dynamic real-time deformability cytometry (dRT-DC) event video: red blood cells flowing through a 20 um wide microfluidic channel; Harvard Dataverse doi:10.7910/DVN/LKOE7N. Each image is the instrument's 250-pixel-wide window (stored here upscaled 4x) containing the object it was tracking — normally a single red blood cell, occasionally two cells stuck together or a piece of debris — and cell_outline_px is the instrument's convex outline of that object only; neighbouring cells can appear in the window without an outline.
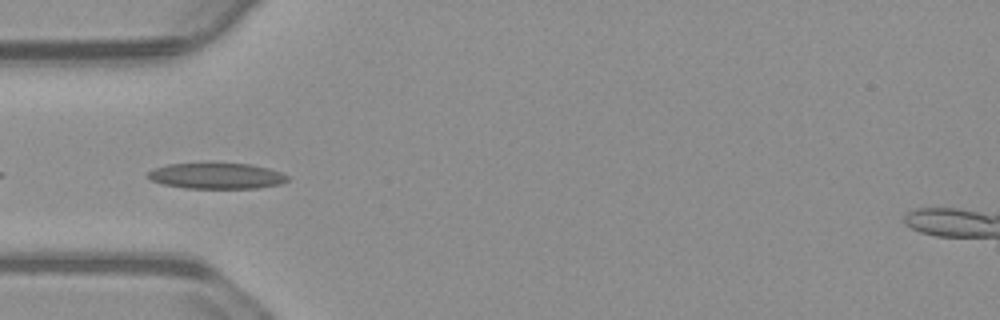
{"species": "common noctule bat (a hibernating species)", "species_latin": "Nyctalus noctula", "temperature_condition": "warm", "stored_images_in_passage": 6, "camera_frame_rate_fps": 3000, "um_per_image_px": 0.085, "animal": {"sex": "male", "body_mass_g": 23.1, "forearm_length_mm": 52.7}, "frame": {"image": 1, "passage_image": 2, "time_ms": 0.333, "image_size_px": [1000, 320], "cell_outline_px": [[288, 180], [280, 184], [256, 188], [184, 188], [164, 184], [152, 180], [148, 176], [148, 172], [152, 168], [168, 164], [208, 160], [252, 164], [268, 168], [280, 172], [288, 176]], "centroid_in_image_um": [18.38, 14.89], "position_along_channel_um": 66.6, "area_um2": 21.96}}